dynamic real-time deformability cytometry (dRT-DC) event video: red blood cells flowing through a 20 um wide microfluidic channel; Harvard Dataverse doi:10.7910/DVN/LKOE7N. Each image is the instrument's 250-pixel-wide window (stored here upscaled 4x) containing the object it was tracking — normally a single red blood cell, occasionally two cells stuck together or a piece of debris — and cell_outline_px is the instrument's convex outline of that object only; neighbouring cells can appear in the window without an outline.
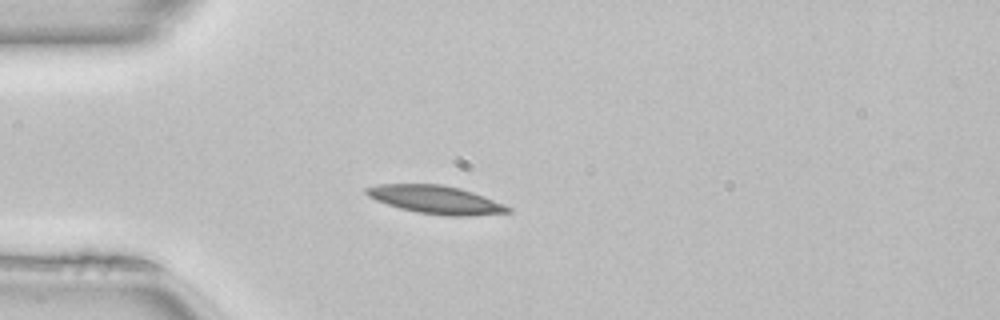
{"species": "common noctule bat (a hibernating species)", "species_latin": "Nyctalus noctula", "temperature_condition": "room temperature", "stored_images_in_passage": 38, "camera_frame_rate_fps": 3000, "um_per_image_px": 0.085, "animal": {"sex": "female", "body_mass_g": 22.7, "forearm_length_mm": 54.2}, "frame": {"image": 1, "passage_image": 1, "time_ms": 0.0, "image_size_px": [1000, 320], "cell_outline_px": [[512, 212], [472, 216], [444, 216], [416, 212], [400, 208], [376, 200], [368, 196], [364, 192], [364, 188], [380, 184], [440, 184], [460, 188], [484, 196], [504, 204], [512, 208]], "centroid_in_image_um": [37.06, 16.98], "position_along_channel_um": 47.9, "area_um2": 23.29}}